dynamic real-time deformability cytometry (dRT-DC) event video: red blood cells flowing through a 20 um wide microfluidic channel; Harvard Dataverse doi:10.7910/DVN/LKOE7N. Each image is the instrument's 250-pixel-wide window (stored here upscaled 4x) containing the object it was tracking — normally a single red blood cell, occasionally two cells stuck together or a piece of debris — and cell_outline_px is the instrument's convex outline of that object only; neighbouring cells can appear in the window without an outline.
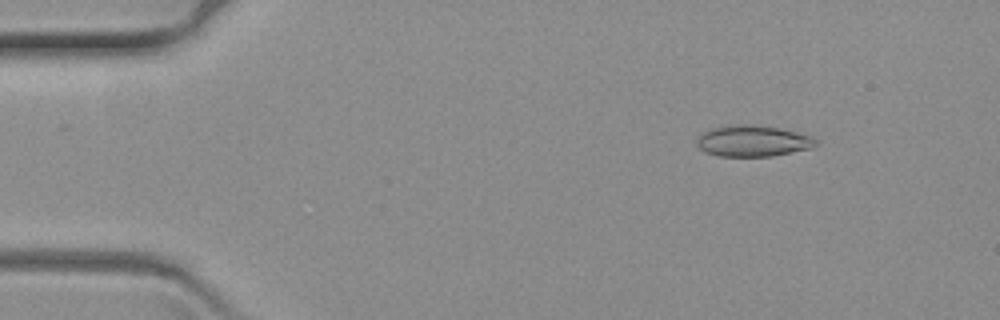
{"species": "common noctule bat (a hibernating species)", "species_latin": "Nyctalus noctula", "temperature_condition": "warm", "stored_images_in_passage": 40, "camera_frame_rate_fps": 3000, "um_per_image_px": 0.085, "animal": {"sex": "female", "body_mass_g": 19.3, "forearm_length_mm": 54.1}, "frame": {"image": 1, "passage_image": 8, "time_ms": 2.333, "image_size_px": [1000, 320], "cell_outline_px": [[820, 144], [812, 148], [772, 156], [720, 156], [704, 152], [696, 144], [696, 140], [700, 132], [712, 128], [732, 124], [756, 124], [780, 128], [812, 136]], "centroid_in_image_um": [63.98, 11.97], "position_along_channel_um": 21.0, "area_um2": 21.96}}